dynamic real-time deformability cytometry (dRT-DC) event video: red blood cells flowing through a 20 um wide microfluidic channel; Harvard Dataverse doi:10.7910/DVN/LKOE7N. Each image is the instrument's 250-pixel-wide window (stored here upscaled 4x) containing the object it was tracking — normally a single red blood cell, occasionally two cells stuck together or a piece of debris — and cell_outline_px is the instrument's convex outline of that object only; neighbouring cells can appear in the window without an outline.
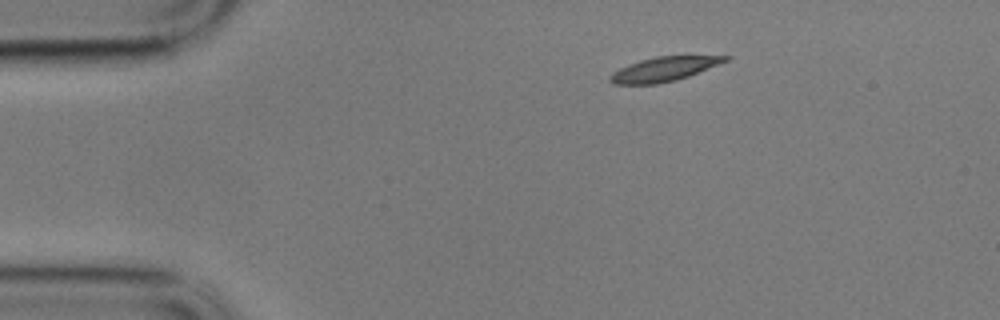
{"species": "common noctule bat (a hibernating species)", "species_latin": "Nyctalus noctula", "temperature_condition": "cold", "stored_images_in_passage": 50, "camera_frame_rate_fps": 3000, "um_per_image_px": 0.085, "animal": {"sex": "male", "body_mass_g": 17.9}, "frame": {"image": 1, "passage_image": 1, "time_ms": 0.0, "image_size_px": [1000, 320], "cell_outline_px": [[732, 56], [728, 60], [688, 76], [676, 80], [656, 84], [612, 84], [608, 80], [608, 76], [612, 72], [628, 64], [640, 60], [656, 56]], "centroid_in_image_um": [56.36, 5.88], "position_along_channel_um": 28.6, "area_um2": 16.18}}
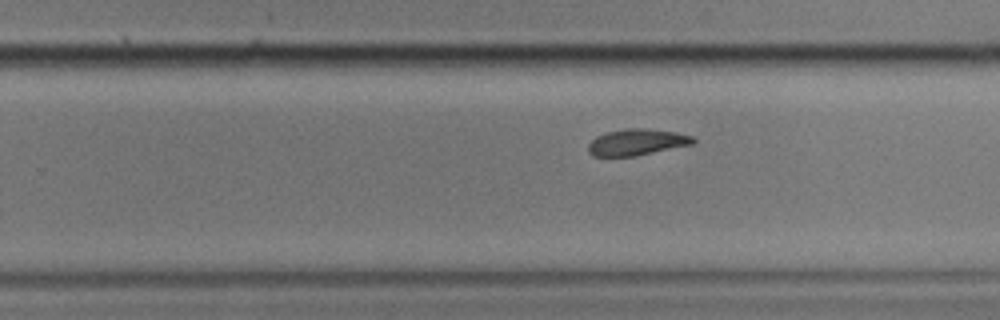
{"frame": {"image": 2, "passage_image": 28, "time_ms": 9.0, "image_size_px": [1000, 320], "cell_outline_px": [[696, 144], [636, 156], [592, 156], [588, 152], [588, 144], [596, 136], [608, 132], [624, 128], [644, 128], [676, 132], [692, 136], [696, 140]], "centroid_in_image_um": [54.16, 12.09], "position_along_channel_um": 275.6, "area_um2": 16.3}}
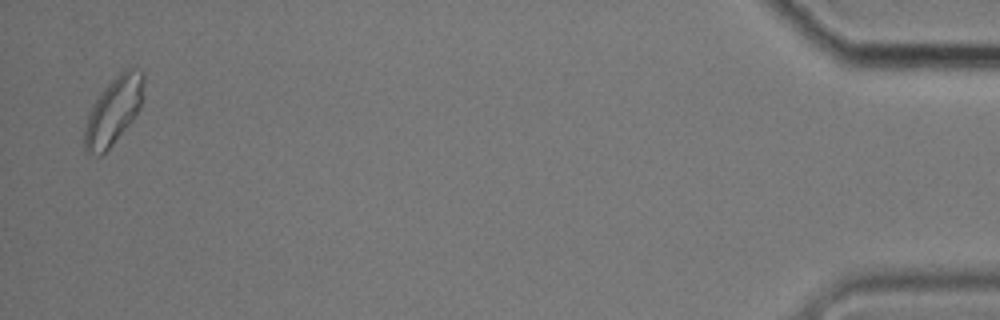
{"frame": {"image": 3, "passage_image": 49, "time_ms": 16.0, "image_size_px": [1000, 320], "cell_outline_px": [[144, 96], [140, 108], [128, 124], [112, 144], [100, 156], [88, 152], [84, 148], [84, 128], [88, 116], [96, 100], [104, 88], [124, 68], [132, 68], [144, 72]], "centroid_in_image_um": [9.68, 9.38], "position_along_channel_um": 425.5, "area_um2": 22.72}, "authors_computed_cell_mechanics": {"area_um2": 17.0221, "velocity_mm_per_s": 3.3625, "shape_relaxation_time_tau1_ms": 3.5096, "shape_relaxation_time_tau2_ms": 10.6557, "deformation_change_tau1": 0.1381, "deformation_change_tau2": 0.1667}}